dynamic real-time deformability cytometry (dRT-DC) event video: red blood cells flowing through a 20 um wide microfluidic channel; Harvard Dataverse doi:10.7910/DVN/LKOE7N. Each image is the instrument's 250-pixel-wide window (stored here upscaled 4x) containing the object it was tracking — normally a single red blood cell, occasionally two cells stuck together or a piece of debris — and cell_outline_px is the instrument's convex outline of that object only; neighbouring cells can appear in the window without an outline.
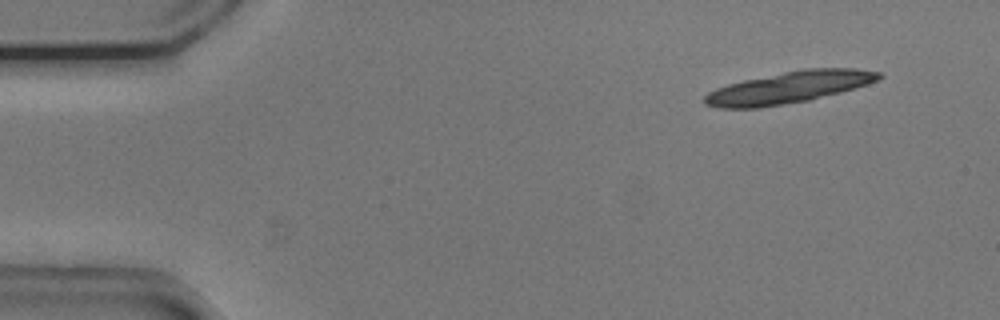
{"species": "common noctule bat (a hibernating species)", "species_latin": "Nyctalus noctula", "temperature_condition": "cold", "stored_images_in_passage": 5, "camera_frame_rate_fps": 3000, "um_per_image_px": 0.085, "animal": {"sex": "male", "body_mass_g": 20.5, "forearm_length_mm": 52.5}, "frame": {"image": 1, "passage_image": 1, "time_ms": 0.0, "image_size_px": [1000, 320], "cell_outline_px": [[884, 76], [880, 80], [868, 84], [840, 92], [808, 100], [760, 108], [720, 108], [704, 104], [704, 96], [708, 92], [716, 88], [728, 84], [744, 80], [804, 68], [856, 68], [880, 72]], "centroid_in_image_um": [67.08, 7.42], "position_along_channel_um": 17.9, "area_um2": 32.14}}